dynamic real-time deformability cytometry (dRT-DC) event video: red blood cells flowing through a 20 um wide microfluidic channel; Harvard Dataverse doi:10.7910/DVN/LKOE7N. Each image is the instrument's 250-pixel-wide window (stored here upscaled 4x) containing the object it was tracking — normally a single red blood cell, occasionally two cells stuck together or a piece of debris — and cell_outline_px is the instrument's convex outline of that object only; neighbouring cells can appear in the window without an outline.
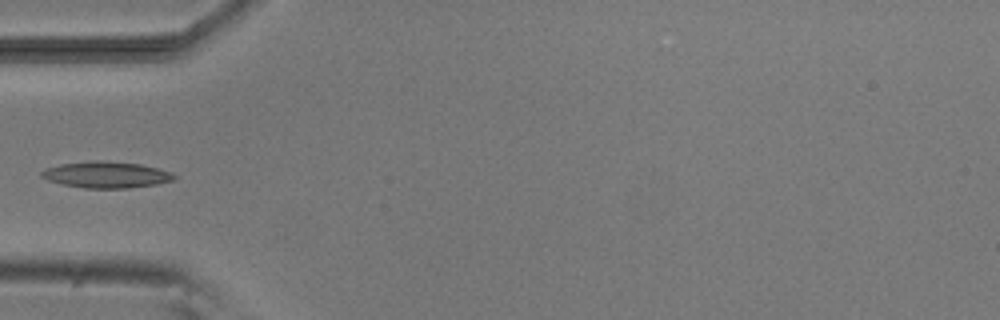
{"species": "common noctule bat (a hibernating species)", "species_latin": "Nyctalus noctula", "temperature_condition": "room temperature", "stored_images_in_passage": 5, "camera_frame_rate_fps": 3000, "um_per_image_px": 0.085, "animal": {"sex": "male", "body_mass_g": 20.5, "forearm_length_mm": 52.5}, "frame": {"image": 1, "passage_image": 5, "time_ms": 5.333, "image_size_px": [1000, 320], "cell_outline_px": [[176, 176], [172, 180], [156, 184], [128, 188], [84, 188], [64, 184], [48, 180], [40, 176], [40, 172], [44, 168], [60, 164], [96, 160], [100, 160], [140, 164], [172, 172]], "centroid_in_image_um": [9.0, 14.85], "position_along_channel_um": 76.0, "area_um2": 20.23}}